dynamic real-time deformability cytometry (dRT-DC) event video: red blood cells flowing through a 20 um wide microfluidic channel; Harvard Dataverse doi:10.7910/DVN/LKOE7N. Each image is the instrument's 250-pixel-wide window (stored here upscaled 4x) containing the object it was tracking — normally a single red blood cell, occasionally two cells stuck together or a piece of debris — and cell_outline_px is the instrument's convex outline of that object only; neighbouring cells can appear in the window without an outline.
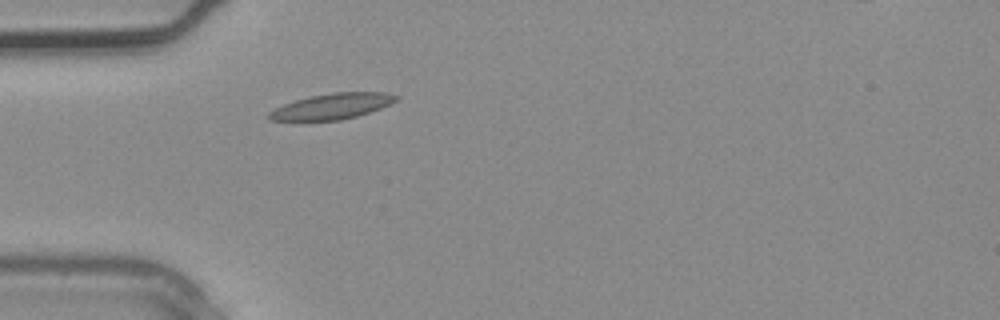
{"species": "common noctule bat (a hibernating species)", "species_latin": "Nyctalus noctula", "temperature_condition": "warm", "stored_images_in_passage": 2, "camera_frame_rate_fps": 3000, "um_per_image_px": 0.085, "animal": {"sex": "male", "body_mass_g": 20.4}, "frame": {"image": 1, "passage_image": 2, "time_ms": 0.333, "image_size_px": [1000, 320], "cell_outline_px": [[400, 96], [396, 100], [380, 108], [356, 116], [340, 120], [268, 120], [264, 116], [268, 112], [284, 104], [308, 96], [332, 92], [384, 92]], "centroid_in_image_um": [28.18, 9.03], "position_along_channel_um": 56.8, "area_um2": 18.9}}